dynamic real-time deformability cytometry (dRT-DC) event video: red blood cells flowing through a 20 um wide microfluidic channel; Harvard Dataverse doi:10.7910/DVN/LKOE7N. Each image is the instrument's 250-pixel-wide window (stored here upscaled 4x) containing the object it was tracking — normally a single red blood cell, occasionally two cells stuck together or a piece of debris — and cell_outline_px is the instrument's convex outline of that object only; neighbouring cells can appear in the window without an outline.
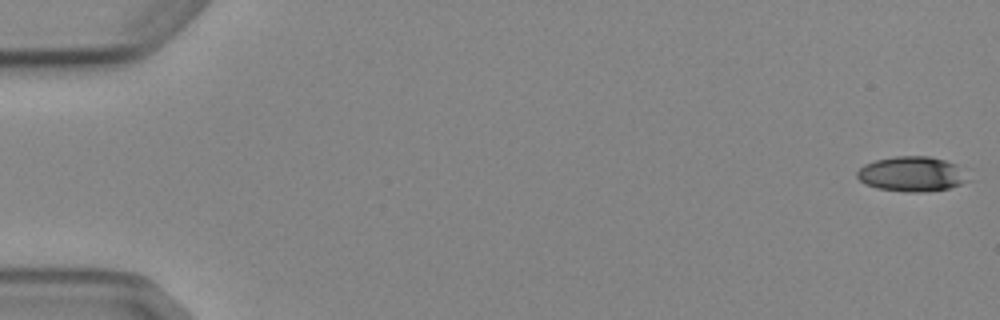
{"species": "Egyptian fruit bat (a non-hibernating species)", "species_latin": "Rousettus aegyptiacus", "temperature_condition": "cold", "stored_images_in_passage": 5, "camera_frame_rate_fps": 3000, "um_per_image_px": 0.085, "animal": {"sex": "female"}, "frame": {"image": 1, "passage_image": 1, "time_ms": 0.0, "image_size_px": [1000, 320], "cell_outline_px": [[972, 180], [948, 188], [920, 192], [908, 192], [876, 188], [864, 184], [856, 176], [856, 172], [864, 164], [876, 160], [896, 156], [928, 156], [944, 160], [972, 168]], "centroid_in_image_um": [77.64, 14.78], "position_along_channel_um": 7.4, "area_um2": 23.35}}
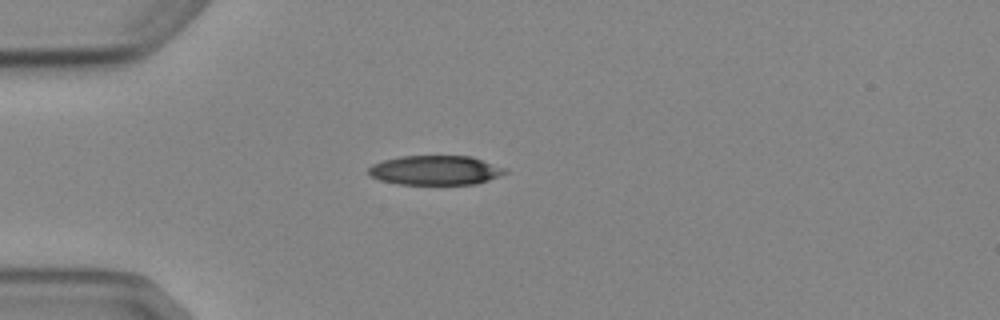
{"frame": {"image": 2, "passage_image": 5, "time_ms": 4.667, "image_size_px": [1000, 320], "cell_outline_px": [[508, 172], [500, 176], [476, 184], [400, 184], [380, 180], [372, 176], [368, 172], [368, 168], [372, 164], [384, 160], [400, 156], [472, 156], [508, 168]], "centroid_in_image_um": [37.06, 14.46], "position_along_channel_um": 47.9, "area_um2": 23.52}}